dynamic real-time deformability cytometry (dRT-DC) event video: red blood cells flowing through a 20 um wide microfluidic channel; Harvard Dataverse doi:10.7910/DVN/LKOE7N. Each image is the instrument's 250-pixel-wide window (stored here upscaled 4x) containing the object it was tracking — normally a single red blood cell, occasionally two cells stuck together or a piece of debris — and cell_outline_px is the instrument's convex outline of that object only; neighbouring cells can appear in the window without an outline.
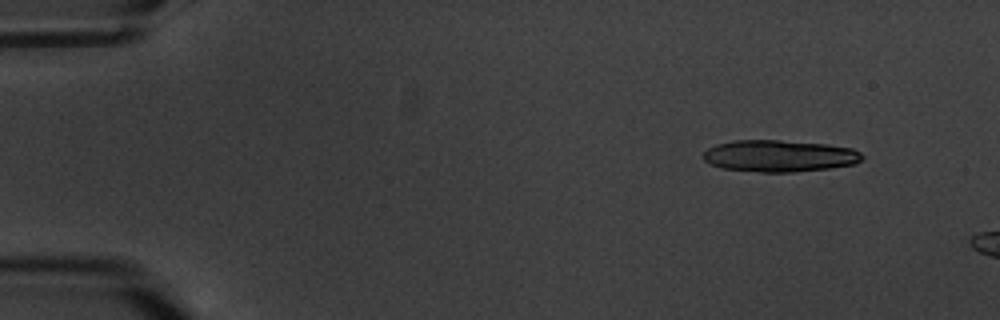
{"species": "common noctule bat (a hibernating species)", "species_latin": "Nyctalus noctula", "temperature_condition": "warm", "stored_images_in_passage": 3, "camera_frame_rate_fps": 3000, "um_per_image_px": 0.085, "animal": {"sex": "male", "body_mass_g": 20.1, "forearm_length_mm": 53.5}, "frame": {"image": 1, "passage_image": 1, "time_ms": 0.0, "image_size_px": [1000, 320], "cell_outline_px": [[864, 156], [856, 164], [828, 168], [792, 172], [760, 172], [720, 168], [704, 160], [700, 156], [708, 148], [716, 144], [732, 140], [780, 140], [824, 144], [852, 148], [860, 152]], "centroid_in_image_um": [66.21, 13.25], "position_along_channel_um": 18.8, "area_um2": 29.48}}